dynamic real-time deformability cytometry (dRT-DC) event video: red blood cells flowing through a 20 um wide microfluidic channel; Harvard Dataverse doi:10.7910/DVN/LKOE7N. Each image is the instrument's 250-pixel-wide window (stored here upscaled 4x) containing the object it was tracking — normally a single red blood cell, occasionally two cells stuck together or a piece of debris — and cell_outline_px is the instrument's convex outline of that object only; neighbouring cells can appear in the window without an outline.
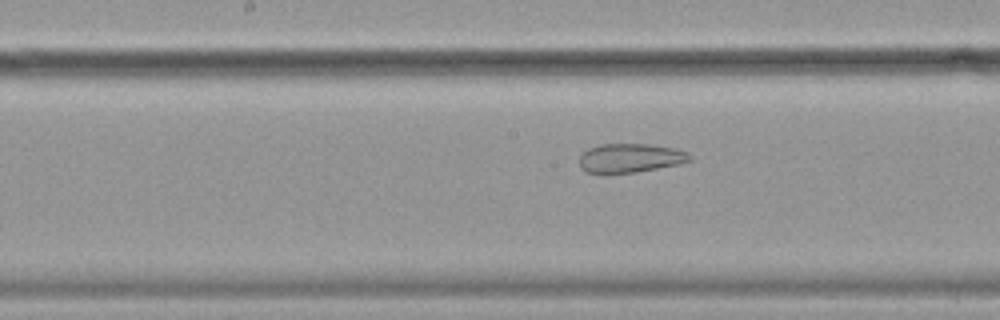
{"species": "common noctule bat (a hibernating species)", "species_latin": "Nyctalus noctula", "temperature_condition": "cold", "stored_images_in_passage": 57, "camera_frame_rate_fps": 3000, "um_per_image_px": 0.085, "animal": {"sex": "female", "body_mass_g": 19.9}, "frame": {"image": 1, "passage_image": 29, "time_ms": 9.333, "image_size_px": [1000, 320], "cell_outline_px": [[692, 160], [680, 164], [636, 172], [584, 172], [580, 168], [580, 156], [588, 148], [600, 144], [648, 144], [676, 148], [688, 152], [692, 156]], "centroid_in_image_um": [53.61, 13.42], "position_along_channel_um": 194.6, "area_um2": 18.61}}
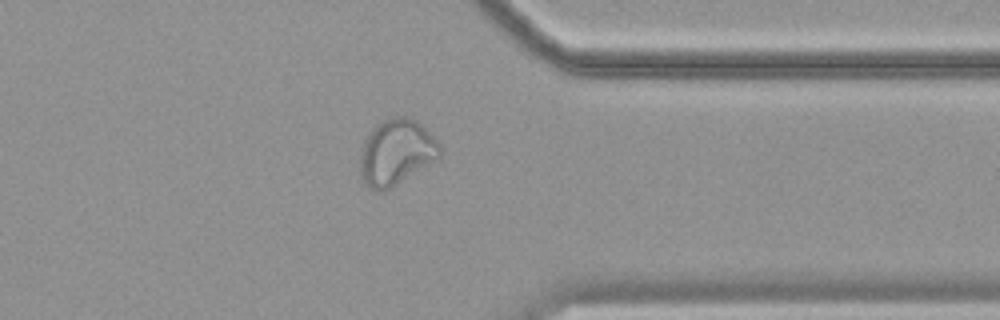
{"frame": {"image": 2, "passage_image": 45, "time_ms": 14.667, "image_size_px": [1000, 320], "cell_outline_px": [[440, 156], [388, 188], [380, 192], [368, 188], [360, 176], [360, 152], [364, 140], [372, 128], [376, 124], [392, 116], [408, 116], [416, 120], [440, 144]], "centroid_in_image_um": [33.62, 12.91], "position_along_channel_um": 377.8, "area_um2": 30.0}}
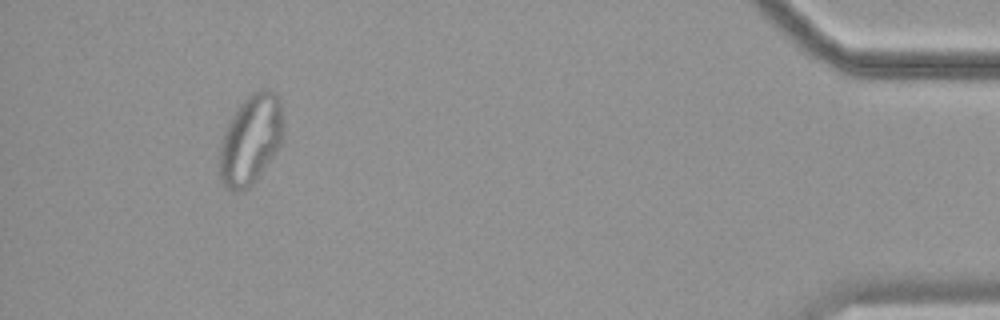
{"frame": {"image": 3, "passage_image": 53, "time_ms": 17.333, "image_size_px": [1000, 320], "cell_outline_px": [[284, 136], [276, 152], [252, 184], [236, 192], [228, 188], [220, 180], [220, 148], [224, 132], [232, 116], [240, 104], [252, 92], [260, 88], [268, 88], [276, 92], [280, 96], [284, 120]], "centroid_in_image_um": [21.36, 11.79], "position_along_channel_um": 413.8, "area_um2": 33.41}, "authors_computed_cell_mechanics": {"area_um2": 29.5936, "velocity_mm_per_s": 3.5501, "shape_relaxation_time_tau1_ms": null, "shape_relaxation_time_tau2_ms": 1.5917, "deformation_change_tau1": null, "deformation_change_tau2": 0.0851}}